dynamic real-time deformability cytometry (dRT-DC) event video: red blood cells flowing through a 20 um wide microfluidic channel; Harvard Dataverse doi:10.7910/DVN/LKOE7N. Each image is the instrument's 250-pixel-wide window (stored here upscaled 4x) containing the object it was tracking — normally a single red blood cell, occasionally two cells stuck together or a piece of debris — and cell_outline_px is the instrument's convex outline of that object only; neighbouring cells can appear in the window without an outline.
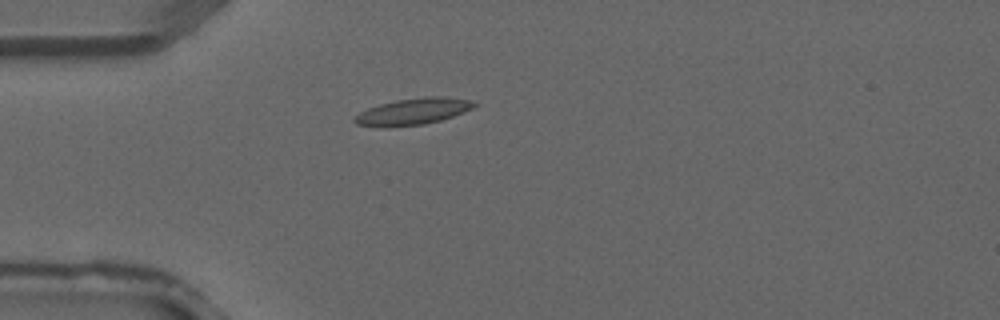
{"species": "common noctule bat (a hibernating species)", "species_latin": "Nyctalus noctula", "temperature_condition": "warm", "stored_images_in_passage": 1, "camera_frame_rate_fps": 3000, "um_per_image_px": 0.085, "animal": {"sex": "male", "forearm_length_mm": 52.5}, "frame": {"image": 1, "passage_image": 1, "time_ms": 0.0, "image_size_px": [1000, 320], "cell_outline_px": [[476, 104], [472, 108], [464, 112], [440, 120], [424, 124], [388, 128], [356, 124], [352, 120], [360, 112], [368, 108], [380, 104], [396, 100], [424, 96], [440, 96], [468, 100]], "centroid_in_image_um": [35.05, 9.49], "position_along_channel_um": 49.9, "area_um2": 18.38}}